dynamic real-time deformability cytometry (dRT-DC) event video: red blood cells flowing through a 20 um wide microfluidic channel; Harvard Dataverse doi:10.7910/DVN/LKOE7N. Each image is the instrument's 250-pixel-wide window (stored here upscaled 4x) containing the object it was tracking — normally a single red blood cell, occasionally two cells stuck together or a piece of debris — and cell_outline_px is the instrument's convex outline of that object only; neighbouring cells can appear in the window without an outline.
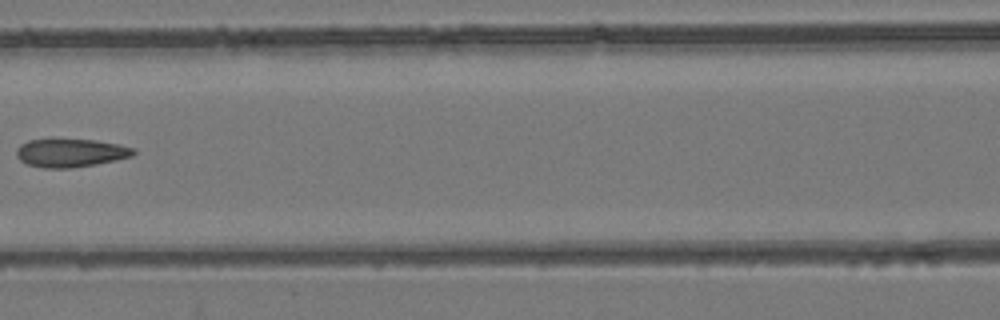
{"species": "common noctule bat (a hibernating species)", "species_latin": "Nyctalus noctula", "temperature_condition": "room temperature", "stored_images_in_passage": 8, "camera_frame_rate_fps": 3000, "um_per_image_px": 0.085, "animal": {"sex": "female", "body_mass_g": 24.6, "forearm_length_mm": 56.2}, "frame": {"image": 1, "passage_image": 7, "time_ms": 8.0, "image_size_px": [1000, 320], "cell_outline_px": [[136, 152], [132, 156], [96, 164], [72, 168], [44, 168], [28, 164], [20, 160], [16, 156], [16, 148], [20, 144], [28, 140], [52, 136], [96, 140], [120, 144], [132, 148]], "centroid_in_image_um": [5.93, 12.94], "position_along_channel_um": 160.7, "area_um2": 20.11}}
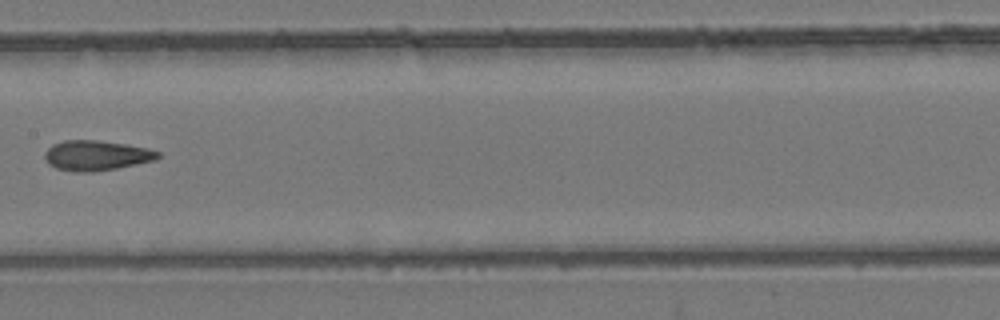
{"frame": {"image": 2, "passage_image": 8, "time_ms": 9.0, "image_size_px": [1000, 320], "cell_outline_px": [[160, 156], [156, 160], [116, 168], [92, 172], [76, 172], [56, 168], [48, 164], [44, 156], [44, 152], [52, 144], [64, 140], [96, 140], [124, 144], [148, 148], [160, 152]], "centroid_in_image_um": [8.17, 13.21], "position_along_channel_um": 199.2, "area_um2": 19.83}}